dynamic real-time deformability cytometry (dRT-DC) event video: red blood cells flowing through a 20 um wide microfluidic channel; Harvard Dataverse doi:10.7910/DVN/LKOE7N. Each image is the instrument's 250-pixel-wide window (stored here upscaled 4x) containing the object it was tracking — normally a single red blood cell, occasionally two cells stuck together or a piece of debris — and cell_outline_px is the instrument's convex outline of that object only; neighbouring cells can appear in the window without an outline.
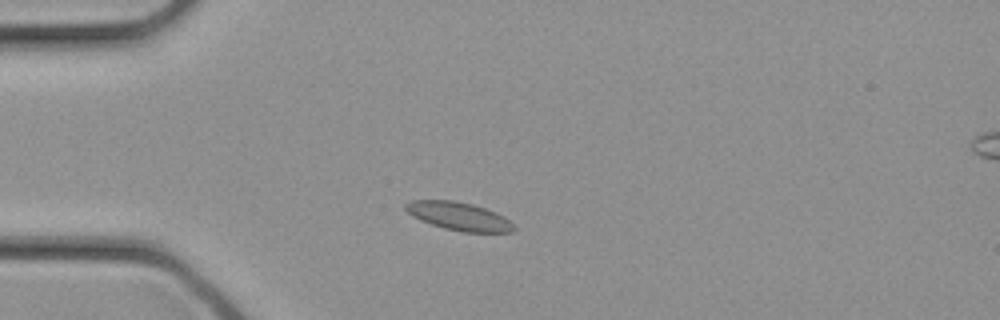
{"species": "common noctule bat (a hibernating species)", "species_latin": "Nyctalus noctula", "temperature_condition": "cold", "stored_images_in_passage": 29, "camera_frame_rate_fps": 3000, "um_per_image_px": 0.085, "animal": {"sex": "female", "body_mass_g": 21.9}, "frame": {"image": 1, "passage_image": 5, "time_ms": 1.333, "image_size_px": [1000, 320], "cell_outline_px": [[516, 228], [512, 232], [460, 232], [444, 228], [420, 220], [412, 216], [404, 208], [404, 204], [412, 200], [452, 200], [472, 204], [496, 212], [504, 216]], "centroid_in_image_um": [38.99, 18.38], "position_along_channel_um": 46.0, "area_um2": 17.74}}
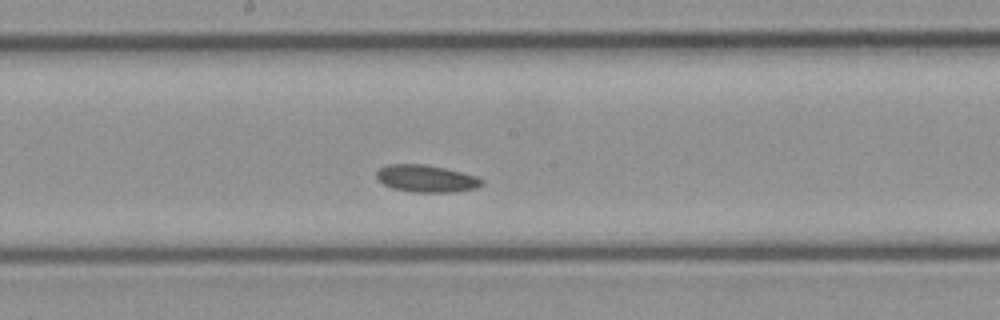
{"frame": {"image": 2, "passage_image": 14, "time_ms": 4.333, "image_size_px": [1000, 320], "cell_outline_px": [[484, 184], [476, 188], [452, 192], [412, 192], [392, 188], [384, 184], [376, 176], [376, 172], [380, 168], [388, 164], [424, 164], [444, 168], [476, 176], [484, 180]], "centroid_in_image_um": [36.24, 15.18], "position_along_channel_um": 212.0, "area_um2": 16.59}}
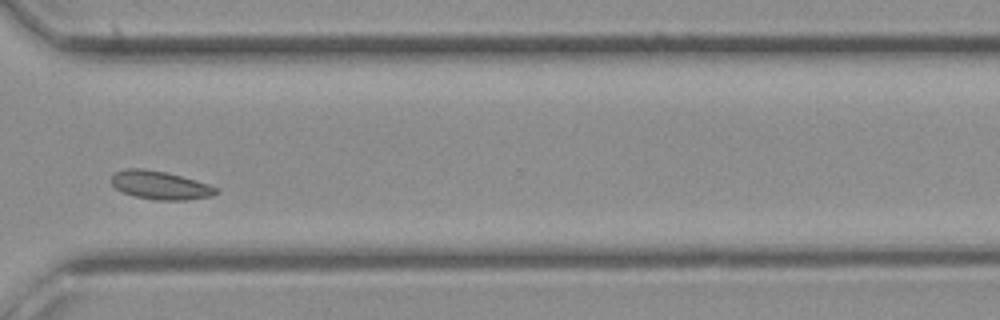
{"frame": {"image": 3, "passage_image": 21, "time_ms": 6.667, "image_size_px": [1000, 320], "cell_outline_px": [[220, 192], [212, 196], [188, 200], [156, 200], [132, 196], [116, 188], [112, 184], [112, 176], [116, 172], [124, 168], [140, 168], [164, 172], [180, 176], [208, 184], [220, 188]], "centroid_in_image_um": [13.65, 15.76], "position_along_channel_um": 357.0, "area_um2": 17.28}}